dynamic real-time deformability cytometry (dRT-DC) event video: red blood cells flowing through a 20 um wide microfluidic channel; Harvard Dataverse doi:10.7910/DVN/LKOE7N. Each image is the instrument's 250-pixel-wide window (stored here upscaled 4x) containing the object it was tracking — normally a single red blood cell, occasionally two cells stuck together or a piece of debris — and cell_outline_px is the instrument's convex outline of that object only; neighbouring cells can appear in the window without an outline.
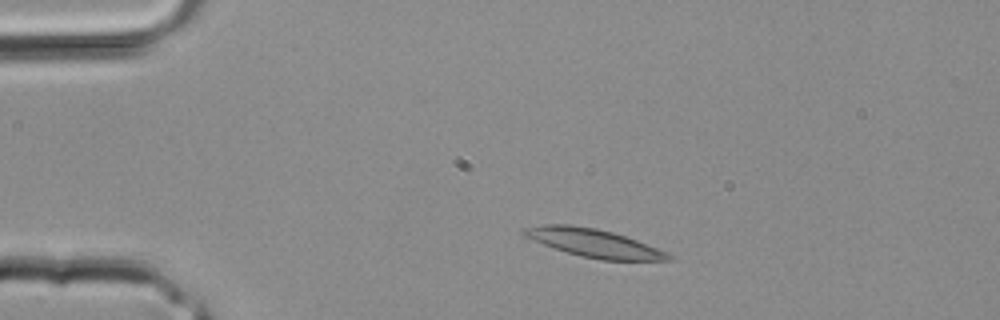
{"species": "common noctule bat (a hibernating species)", "species_latin": "Nyctalus noctula", "temperature_condition": "room temperature", "stored_images_in_passage": 4, "camera_frame_rate_fps": 3000, "um_per_image_px": 0.085, "animal": {"sex": "male", "body_mass_g": 20.4}, "frame": {"image": 1, "passage_image": 3, "time_ms": 0.667, "image_size_px": [1000, 320], "cell_outline_px": [[672, 260], [600, 260], [580, 256], [544, 244], [524, 236], [524, 228], [544, 224], [568, 224], [596, 228], [612, 232], [636, 240], [668, 252], [672, 256]], "centroid_in_image_um": [50.51, 20.66], "position_along_channel_um": 34.5, "area_um2": 23.29}}